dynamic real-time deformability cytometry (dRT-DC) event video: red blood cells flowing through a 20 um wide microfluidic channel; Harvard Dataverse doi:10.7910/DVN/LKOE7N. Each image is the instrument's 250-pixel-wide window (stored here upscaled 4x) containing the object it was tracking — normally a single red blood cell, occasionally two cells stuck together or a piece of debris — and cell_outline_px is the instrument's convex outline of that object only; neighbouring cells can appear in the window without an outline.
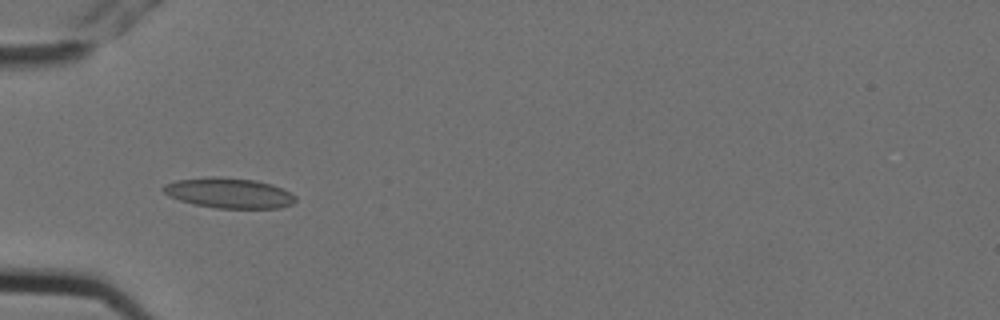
{"species": "Egyptian fruit bat (a non-hibernating species)", "species_latin": "Rousettus aegyptiacus", "temperature_condition": "cold", "stored_images_in_passage": 9, "camera_frame_rate_fps": 3000, "um_per_image_px": 0.085, "animal": {"sex": "female"}, "frame": {"image": 1, "passage_image": 6, "time_ms": 1.667, "image_size_px": [1000, 320], "cell_outline_px": [[296, 200], [292, 204], [280, 208], [216, 208], [196, 204], [180, 200], [168, 196], [160, 188], [164, 184], [176, 180], [256, 180], [272, 184], [296, 196]], "centroid_in_image_um": [19.5, 16.46], "position_along_channel_um": 65.5, "area_um2": 22.08}}
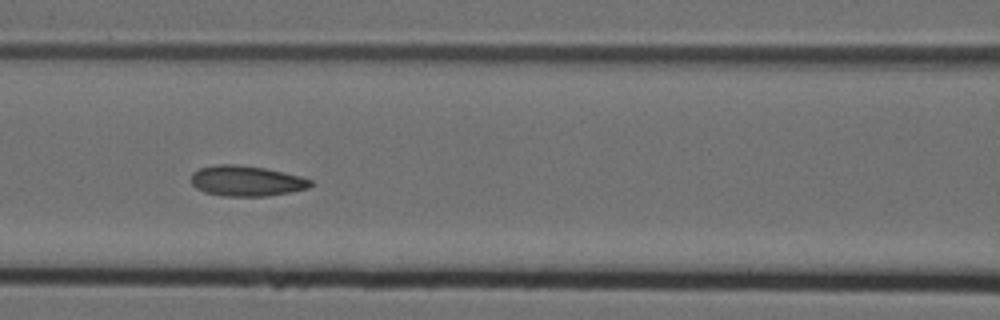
{"frame": {"image": 2, "passage_image": 8, "time_ms": 2.333, "image_size_px": [1000, 320], "cell_outline_px": [[312, 184], [308, 188], [292, 192], [268, 196], [224, 196], [204, 192], [196, 188], [192, 184], [192, 172], [200, 168], [216, 164], [236, 164], [264, 168], [284, 172], [300, 176], [312, 180]], "centroid_in_image_um": [20.95, 15.38], "position_along_channel_um": 145.7, "area_um2": 21.27}}
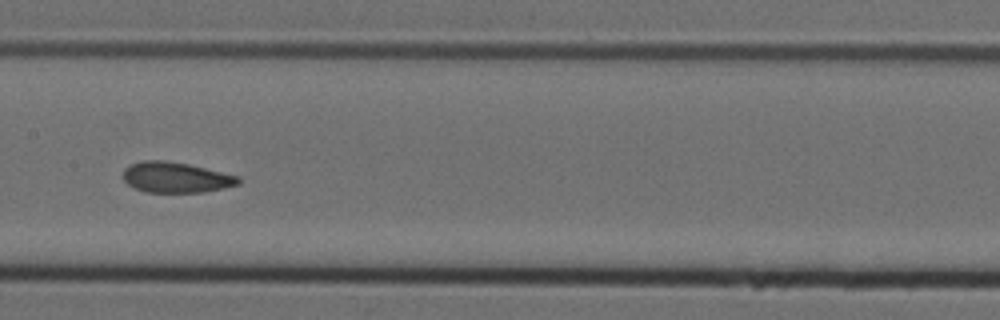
{"frame": {"image": 3, "passage_image": 9, "time_ms": 2.667, "image_size_px": [1000, 320], "cell_outline_px": [[240, 184], [224, 188], [204, 192], [148, 192], [136, 188], [128, 184], [124, 180], [124, 168], [128, 164], [144, 160], [164, 160], [188, 164], [240, 176]], "centroid_in_image_um": [14.96, 15.07], "position_along_channel_um": 192.4, "area_um2": 20.52}}